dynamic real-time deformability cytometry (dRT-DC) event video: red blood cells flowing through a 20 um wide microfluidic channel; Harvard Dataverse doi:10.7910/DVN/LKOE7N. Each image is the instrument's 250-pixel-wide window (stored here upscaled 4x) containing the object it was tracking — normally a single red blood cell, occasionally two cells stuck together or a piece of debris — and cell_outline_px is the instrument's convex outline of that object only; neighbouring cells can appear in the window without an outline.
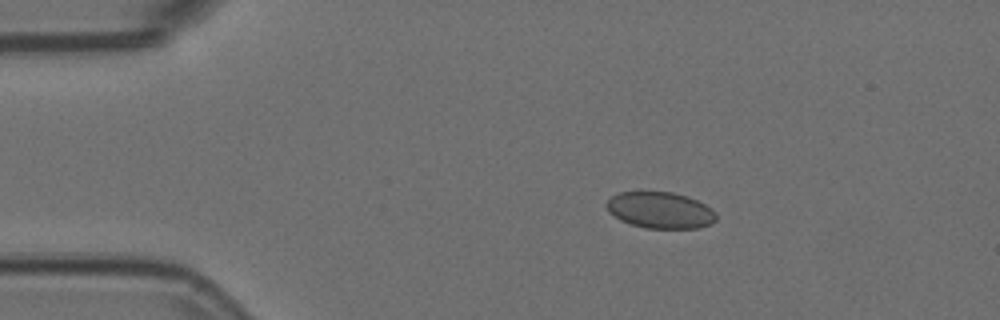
{"species": "Egyptian fruit bat (a non-hibernating species)", "species_latin": "Rousettus aegyptiacus", "temperature_condition": "room temperature", "stored_images_in_passage": 2, "camera_frame_rate_fps": 3000, "um_per_image_px": 0.085, "animal": {"sex": "female"}, "frame": {"image": 1, "passage_image": 2, "time_ms": 0.333, "image_size_px": [1000, 320], "cell_outline_px": [[716, 220], [712, 224], [700, 228], [644, 228], [628, 224], [620, 220], [608, 212], [604, 204], [612, 196], [620, 192], [672, 192], [696, 200], [712, 208], [716, 212]], "centroid_in_image_um": [56.1, 17.88], "position_along_channel_um": 28.9, "area_um2": 23.41}}